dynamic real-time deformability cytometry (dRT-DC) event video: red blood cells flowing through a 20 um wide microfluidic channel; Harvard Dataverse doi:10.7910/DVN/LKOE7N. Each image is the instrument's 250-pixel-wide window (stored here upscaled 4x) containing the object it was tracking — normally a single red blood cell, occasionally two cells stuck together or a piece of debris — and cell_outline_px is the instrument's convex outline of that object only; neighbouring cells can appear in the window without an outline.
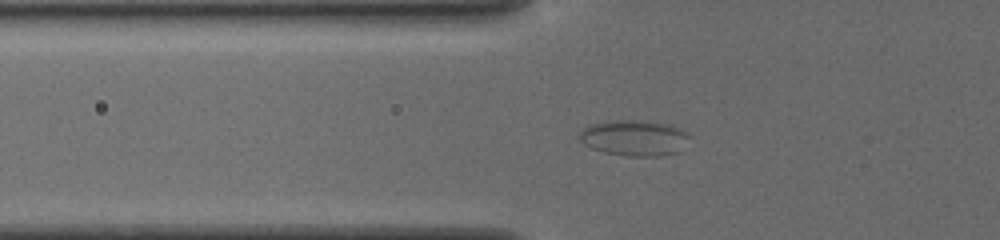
{"species": "common noctule bat (a hibernating species)", "species_latin": "Nyctalus noctula", "temperature_condition": "cold", "stored_images_in_passage": 53, "camera_frame_rate_fps": 3000, "um_per_image_px": 0.085, "animal": {"sex": "female", "body_mass_g": 19.5, "forearm_length_mm": 54.1}, "frame": {"image": 1, "passage_image": 21, "time_ms": 6.667, "image_size_px": [1000, 240], "cell_outline_px": [[688, 136], [676, 152], [660, 156], [628, 156], [604, 152], [592, 148], [584, 144], [580, 140], [580, 132], [584, 128], [592, 124], [624, 120], [632, 120], [668, 124], [684, 132]], "centroid_in_image_um": [53.84, 11.74], "position_along_channel_um": 72.0, "area_um2": 22.02}}
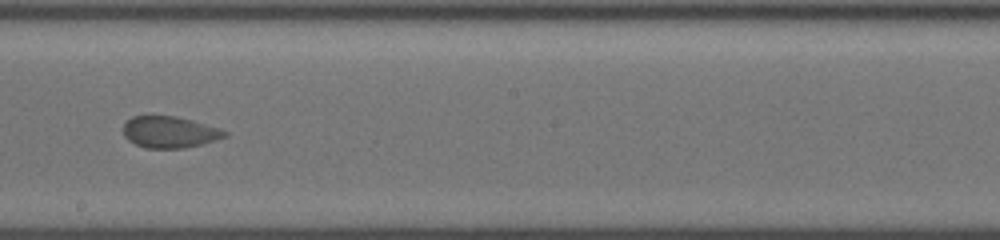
{"frame": {"image": 2, "passage_image": 34, "time_ms": 11.0, "image_size_px": [1000, 240], "cell_outline_px": [[228, 136], [200, 144], [184, 148], [144, 148], [128, 140], [124, 136], [124, 124], [132, 116], [176, 116], [192, 120], [228, 132]], "centroid_in_image_um": [14.39, 11.23], "position_along_channel_um": 233.8, "area_um2": 18.38}}
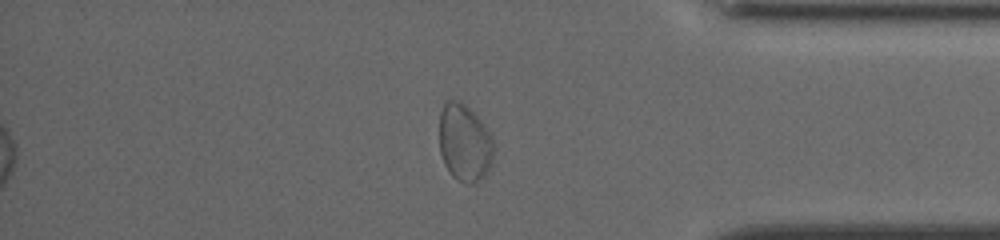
{"frame": {"image": 3, "passage_image": 48, "time_ms": 15.667, "image_size_px": [1000, 240], "cell_outline_px": [[496, 148], [492, 160], [484, 176], [480, 180], [472, 184], [464, 184], [456, 180], [448, 172], [444, 164], [440, 152], [440, 112], [444, 104], [448, 100], [456, 100], [464, 104], [476, 116], [492, 136]], "centroid_in_image_um": [39.49, 12.18], "position_along_channel_um": 395.7, "area_um2": 24.62}}